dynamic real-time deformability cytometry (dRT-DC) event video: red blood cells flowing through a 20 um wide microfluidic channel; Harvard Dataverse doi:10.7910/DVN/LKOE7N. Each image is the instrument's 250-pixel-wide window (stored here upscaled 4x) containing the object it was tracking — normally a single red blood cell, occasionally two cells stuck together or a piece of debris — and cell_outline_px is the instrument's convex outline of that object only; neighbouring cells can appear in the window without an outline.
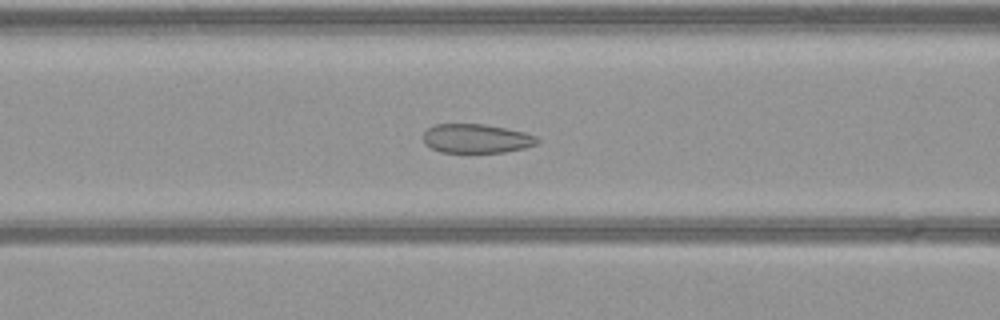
{"species": "common noctule bat (a hibernating species)", "species_latin": "Nyctalus noctula", "temperature_condition": "warm", "stored_images_in_passage": 53, "camera_frame_rate_fps": 3000, "um_per_image_px": 0.085, "animal": {"sex": "female", "body_mass_g": 21.9}, "frame": {"image": 1, "passage_image": 21, "time_ms": 6.667, "image_size_px": [1000, 320], "cell_outline_px": [[540, 144], [524, 148], [504, 152], [440, 152], [424, 144], [424, 132], [428, 128], [436, 124], [484, 124], [524, 132], [536, 136], [540, 140]], "centroid_in_image_um": [40.52, 11.78], "position_along_channel_um": 126.1, "area_um2": 19.31}}
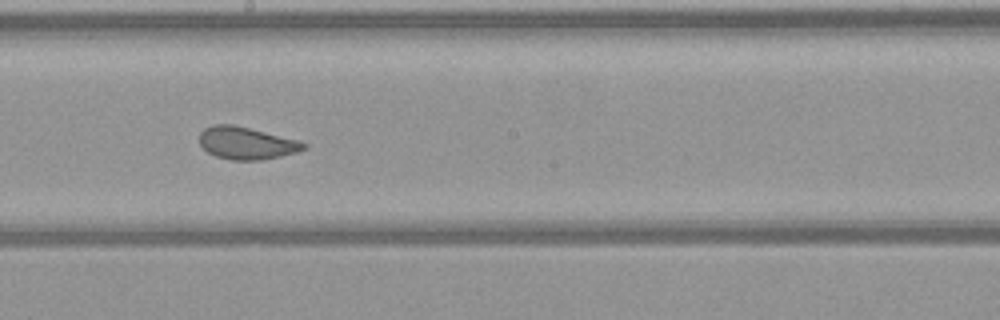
{"frame": {"image": 2, "passage_image": 29, "time_ms": 9.333, "image_size_px": [1000, 320], "cell_outline_px": [[308, 148], [296, 152], [264, 160], [232, 160], [216, 156], [208, 152], [200, 144], [200, 132], [204, 128], [212, 124], [232, 124], [300, 140], [308, 144]], "centroid_in_image_um": [20.97, 12.16], "position_along_channel_um": 227.2, "area_um2": 19.77}}
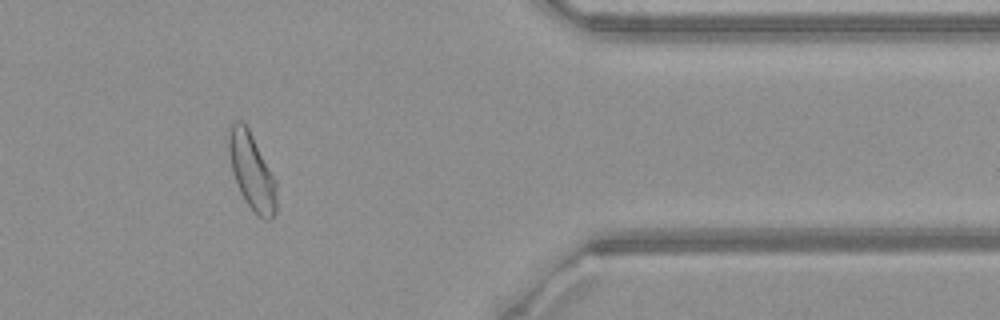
{"frame": {"image": 3, "passage_image": 44, "time_ms": 14.333, "image_size_px": [1000, 320], "cell_outline_px": [[276, 212], [272, 220], [264, 220], [256, 216], [244, 200], [240, 192], [232, 172], [228, 152], [228, 128], [232, 120], [240, 120], [248, 128], [276, 180]], "centroid_in_image_um": [21.38, 14.59], "position_along_channel_um": 390.0, "area_um2": 21.62}}